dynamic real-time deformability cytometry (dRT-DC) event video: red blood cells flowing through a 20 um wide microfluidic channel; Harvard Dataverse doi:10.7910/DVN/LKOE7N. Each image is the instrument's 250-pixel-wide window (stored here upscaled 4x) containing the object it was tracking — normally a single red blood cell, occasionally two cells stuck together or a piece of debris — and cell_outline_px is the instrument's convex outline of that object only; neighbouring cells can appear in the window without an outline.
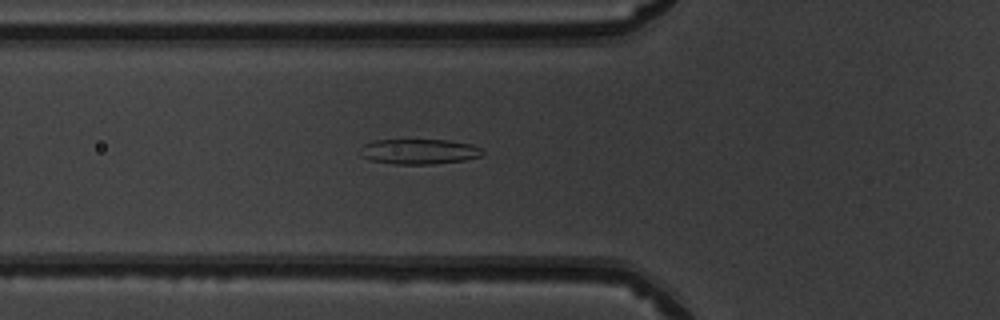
{"species": "common noctule bat (a hibernating species)", "species_latin": "Nyctalus noctula", "temperature_condition": "warm", "stored_images_in_passage": 51, "camera_frame_rate_fps": 3000, "um_per_image_px": 0.085, "animal": {"sex": "male", "body_mass_g": 19.5, "forearm_length_mm": 54.6}, "frame": {"image": 1, "passage_image": 19, "time_ms": 6.0, "image_size_px": [1000, 320], "cell_outline_px": [[484, 152], [480, 156], [464, 160], [432, 164], [396, 164], [372, 160], [360, 156], [364, 144], [372, 140], [448, 140], [472, 144], [480, 148]], "centroid_in_image_um": [35.63, 12.87], "position_along_channel_um": 90.2, "area_um2": 17.8}}
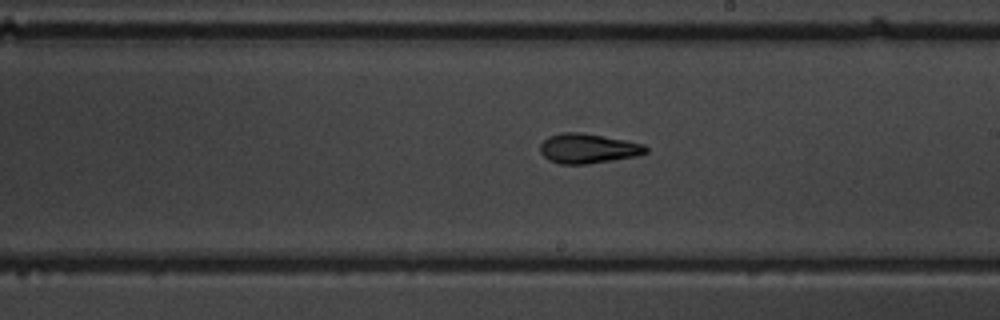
{"frame": {"image": 2, "passage_image": 30, "time_ms": 9.667, "image_size_px": [1000, 320], "cell_outline_px": [[648, 152], [636, 156], [588, 164], [560, 164], [548, 160], [540, 152], [540, 144], [548, 136], [564, 132], [580, 132], [624, 140], [644, 144], [648, 148]], "centroid_in_image_um": [49.96, 12.62], "position_along_channel_um": 239.0, "area_um2": 18.26}}
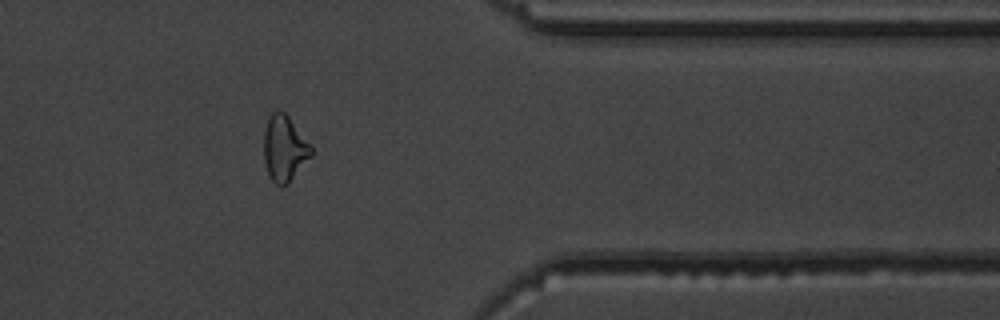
{"frame": {"image": 3, "passage_image": 42, "time_ms": 13.667, "image_size_px": [1000, 320], "cell_outline_px": [[312, 156], [288, 184], [280, 188], [272, 180], [268, 172], [264, 160], [264, 132], [268, 116], [276, 108], [280, 108], [288, 116], [312, 144]], "centroid_in_image_um": [24.19, 12.59], "position_along_channel_um": 387.2, "area_um2": 18.55}, "authors_computed_cell_mechanics": {"area_um2": 18.7272, "velocity_mm_per_s": 4.0594, "shape_relaxation_time_tau1_ms": 5.5789, "shape_relaxation_time_tau2_ms": 3.3916, "deformation_change_tau1": 0.1701, "deformation_change_tau2": 0.1214}}